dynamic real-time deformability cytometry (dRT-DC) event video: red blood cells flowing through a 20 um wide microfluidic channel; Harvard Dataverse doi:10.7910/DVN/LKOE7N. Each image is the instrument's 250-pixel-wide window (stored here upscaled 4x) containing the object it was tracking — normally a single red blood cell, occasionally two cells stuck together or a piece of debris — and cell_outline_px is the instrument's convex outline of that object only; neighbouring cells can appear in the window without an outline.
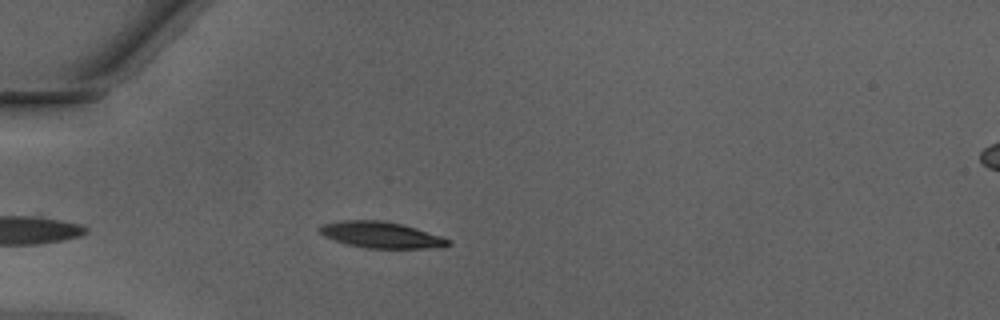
{"species": "Egyptian fruit bat (a non-hibernating species)", "species_latin": "Rousettus aegyptiacus", "temperature_condition": "warm", "stored_images_in_passage": 23, "camera_frame_rate_fps": 3000, "um_per_image_px": 0.085, "animal": {"sex": "male"}, "frame": {"image": 1, "passage_image": 4, "time_ms": 1.0, "image_size_px": [1000, 320], "cell_outline_px": [[452, 244], [436, 248], [368, 248], [348, 244], [324, 236], [320, 232], [320, 228], [324, 224], [344, 220], [384, 220], [416, 228], [452, 240]], "centroid_in_image_um": [32.45, 19.97], "position_along_channel_um": 52.5, "area_um2": 19.36}}
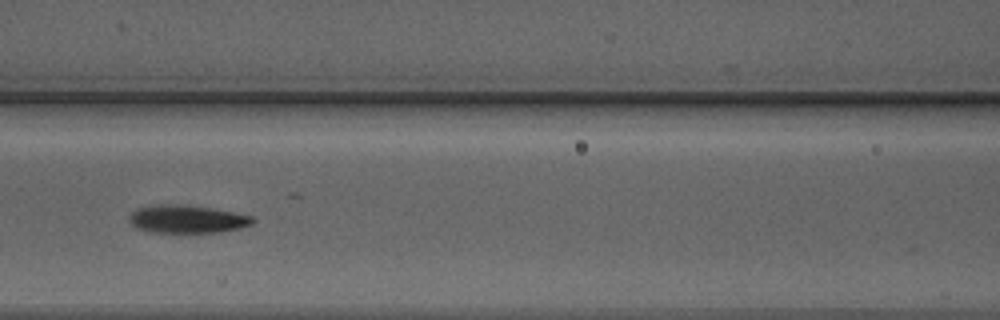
{"frame": {"image": 2, "passage_image": 12, "time_ms": 3.667, "image_size_px": [1000, 320], "cell_outline_px": [[256, 220], [252, 224], [240, 228], [220, 232], [148, 232], [136, 228], [128, 220], [128, 216], [136, 208], [156, 204], [184, 204], [232, 212], [252, 216]], "centroid_in_image_um": [15.85, 18.62], "position_along_channel_um": 150.7, "area_um2": 20.17}}
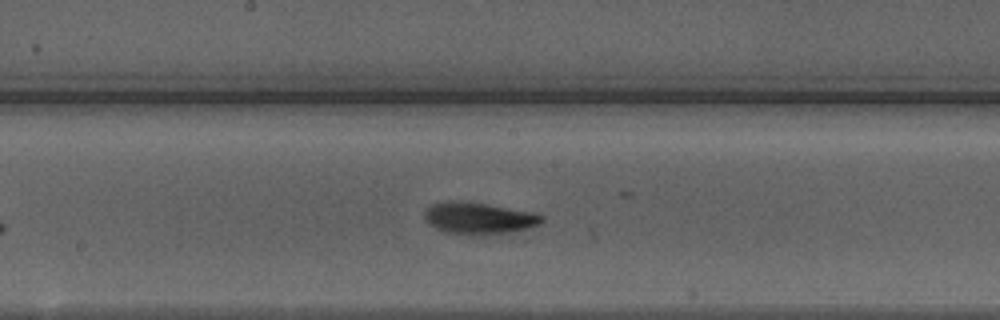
{"frame": {"image": 3, "passage_image": 16, "time_ms": 5.0, "image_size_px": [1000, 320], "cell_outline_px": [[544, 220], [540, 224], [528, 228], [508, 232], [468, 236], [444, 232], [428, 224], [424, 216], [424, 212], [432, 204], [448, 200], [460, 200], [532, 212], [544, 216]], "centroid_in_image_um": [40.66, 18.55], "position_along_channel_um": 207.5, "area_um2": 21.73}}